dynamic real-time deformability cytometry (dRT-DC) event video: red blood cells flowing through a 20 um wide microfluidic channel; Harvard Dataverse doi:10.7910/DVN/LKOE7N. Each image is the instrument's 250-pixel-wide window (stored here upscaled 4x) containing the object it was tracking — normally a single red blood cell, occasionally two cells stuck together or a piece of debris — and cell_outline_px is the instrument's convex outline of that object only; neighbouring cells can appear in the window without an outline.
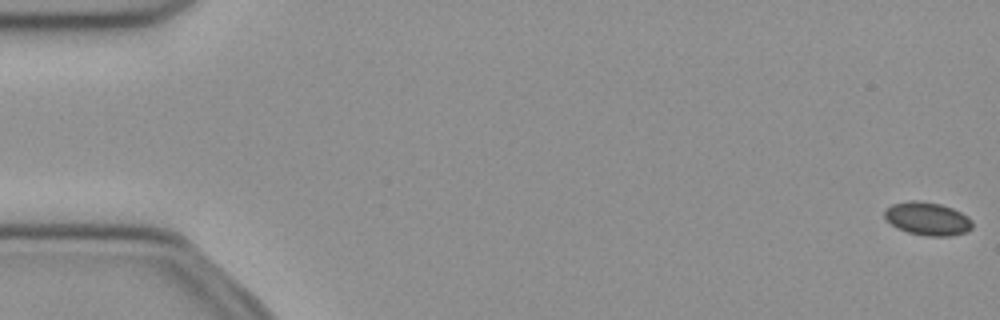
{"species": "common noctule bat (a hibernating species)", "species_latin": "Nyctalus noctula", "temperature_condition": "cold", "stored_images_in_passage": 14, "camera_frame_rate_fps": 3000, "um_per_image_px": 0.085, "animal": {"sex": "female", "body_mass_g": 21.9}, "frame": {"image": 1, "passage_image": 1, "time_ms": 0.0, "image_size_px": [1000, 320], "cell_outline_px": [[972, 228], [968, 232], [952, 236], [924, 236], [908, 232], [892, 224], [884, 216], [884, 212], [892, 204], [908, 200], [920, 200], [940, 204], [952, 208], [968, 216], [972, 220]], "centroid_in_image_um": [78.88, 18.59], "position_along_channel_um": 6.1, "area_um2": 16.99}}